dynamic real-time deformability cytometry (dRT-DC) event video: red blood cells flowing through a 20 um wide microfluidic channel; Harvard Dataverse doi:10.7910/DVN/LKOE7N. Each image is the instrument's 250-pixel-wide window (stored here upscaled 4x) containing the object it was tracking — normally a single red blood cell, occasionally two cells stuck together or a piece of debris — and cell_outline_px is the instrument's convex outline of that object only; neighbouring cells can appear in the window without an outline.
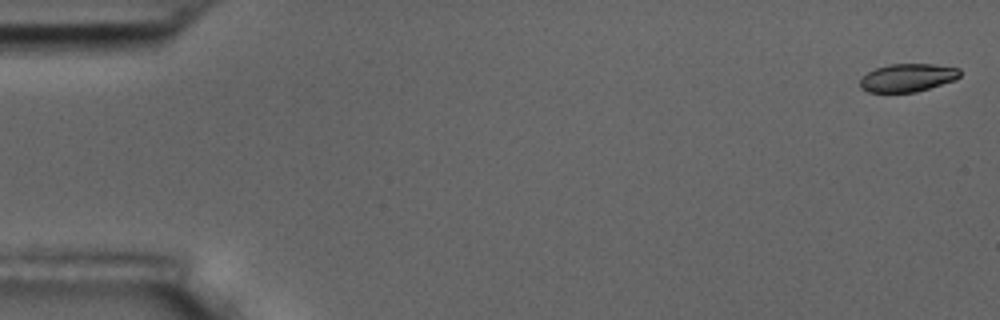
{"species": "common noctule bat (a hibernating species)", "species_latin": "Nyctalus noctula", "temperature_condition": "room temperature", "stored_images_in_passage": 11, "camera_frame_rate_fps": 3000, "um_per_image_px": 0.085, "animal": {"sex": "male", "body_mass_g": 17.5, "forearm_length_mm": 52.3}, "frame": {"image": 1, "passage_image": 1, "time_ms": 0.0, "image_size_px": [1000, 320], "cell_outline_px": [[960, 76], [956, 80], [916, 92], [868, 92], [860, 88], [860, 80], [868, 72], [876, 68], [888, 64], [932, 64], [960, 68]], "centroid_in_image_um": [77.16, 6.6], "position_along_channel_um": 7.8, "area_um2": 16.36}}
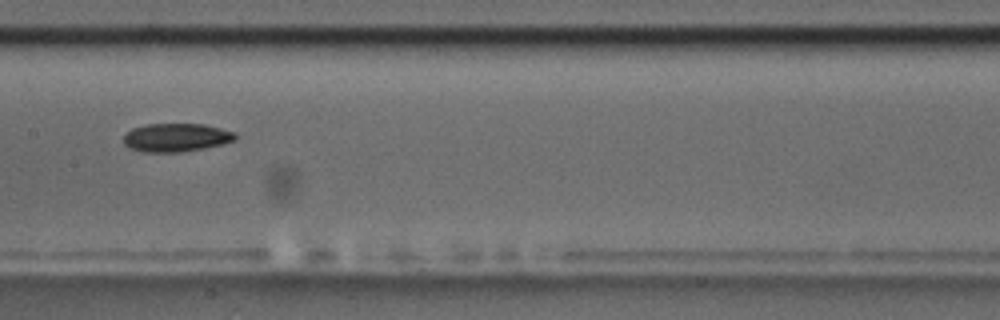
{"frame": {"image": 2, "passage_image": 8, "time_ms": 9.0, "image_size_px": [1000, 320], "cell_outline_px": [[236, 140], [224, 144], [204, 148], [180, 152], [144, 152], [132, 148], [124, 144], [124, 132], [132, 128], [144, 124], [204, 124], [236, 132]], "centroid_in_image_um": [14.98, 11.68], "position_along_channel_um": 192.4, "area_um2": 18.61}}
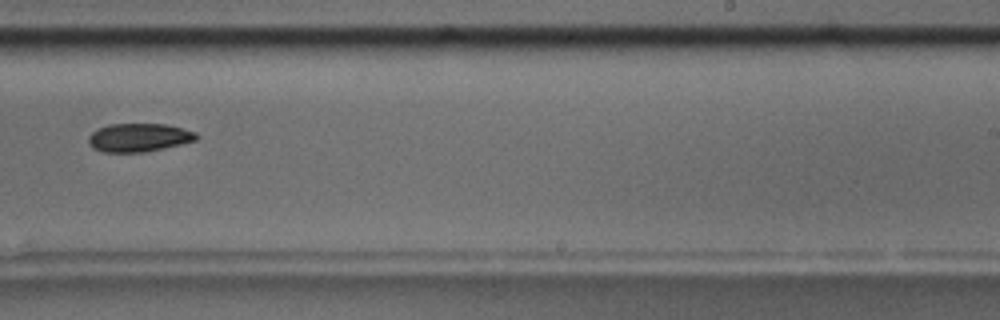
{"frame": {"image": 3, "passage_image": 10, "time_ms": 11.333, "image_size_px": [1000, 320], "cell_outline_px": [[200, 136], [196, 140], [164, 148], [144, 152], [104, 152], [92, 148], [88, 144], [88, 136], [96, 128], [108, 124], [164, 124], [196, 132]], "centroid_in_image_um": [11.76, 11.69], "position_along_channel_um": 277.2, "area_um2": 17.92}}